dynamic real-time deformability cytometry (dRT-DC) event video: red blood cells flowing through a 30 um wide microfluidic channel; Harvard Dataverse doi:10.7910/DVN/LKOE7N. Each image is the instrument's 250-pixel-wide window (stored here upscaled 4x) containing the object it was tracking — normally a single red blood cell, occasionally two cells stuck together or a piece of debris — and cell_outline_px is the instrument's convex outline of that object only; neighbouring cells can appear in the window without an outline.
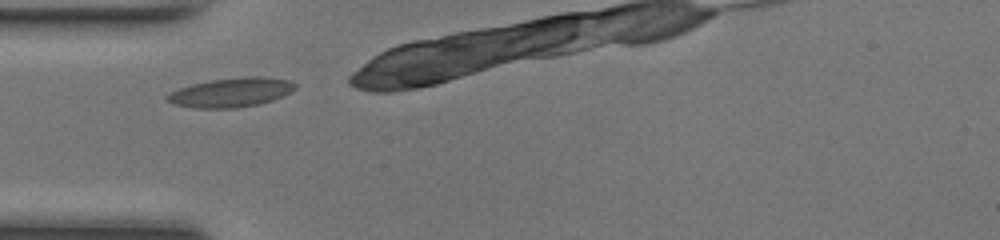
{"species": "common noctule bat (a hibernating species)", "species_latin": "Nyctalus noctula", "temperature_condition": "room temperature", "stored_images_in_passage": 9, "camera_frame_rate_fps": 3000, "um_per_image_px": 0.085, "animal": {"sex": "female", "body_mass_g": 17.0, "forearm_length_mm": 48.0}, "frame": {"image": 1, "passage_image": 1, "time_ms": 0.0, "image_size_px": [1000, 240], "cell_outline_px": [[296, 88], [272, 100], [256, 104], [236, 108], [196, 108], [172, 104], [164, 96], [180, 88], [192, 84], [212, 80], [244, 76], [264, 76], [288, 80], [296, 84]], "centroid_in_image_um": [19.62, 7.85], "position_along_channel_um": 65.4, "area_um2": 21.56}}
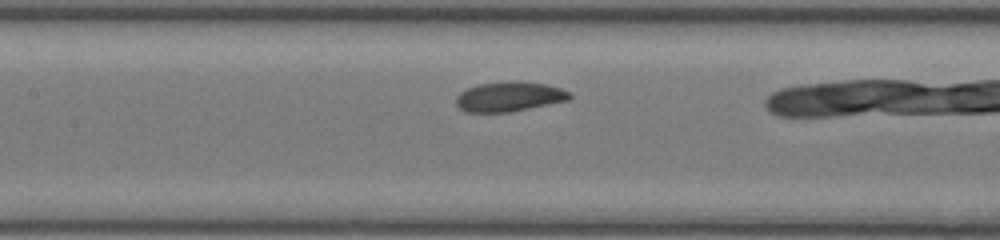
{"frame": {"image": 2, "passage_image": 8, "time_ms": 2.333, "image_size_px": [1000, 240], "cell_outline_px": [[572, 96], [568, 100], [508, 112], [464, 112], [456, 104], [456, 96], [460, 92], [476, 84], [508, 80], [520, 80], [544, 84], [560, 88], [572, 92]], "centroid_in_image_um": [43.27, 8.19], "position_along_channel_um": 164.1, "area_um2": 19.88}}